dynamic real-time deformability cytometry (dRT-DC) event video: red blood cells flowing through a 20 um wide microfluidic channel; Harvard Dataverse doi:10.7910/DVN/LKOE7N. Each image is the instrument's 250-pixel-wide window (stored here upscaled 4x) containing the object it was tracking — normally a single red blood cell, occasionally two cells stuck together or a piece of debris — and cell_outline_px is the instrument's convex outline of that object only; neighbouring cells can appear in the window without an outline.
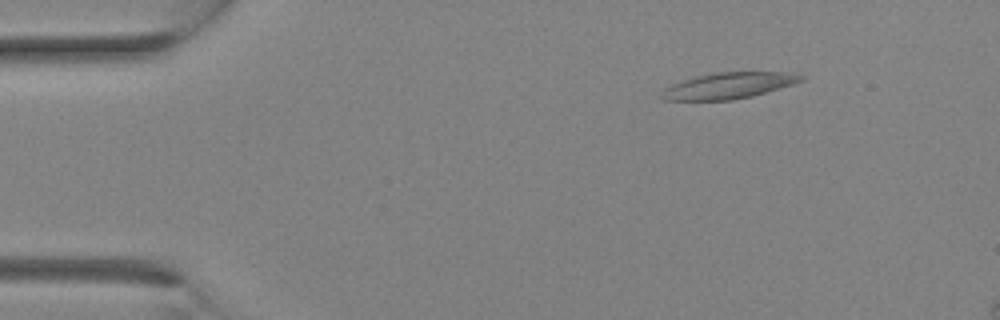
{"species": "Egyptian fruit bat (a non-hibernating species)", "species_latin": "Rousettus aegyptiacus", "temperature_condition": "room temperature", "stored_images_in_passage": 9, "camera_frame_rate_fps": 3000, "um_per_image_px": 0.085, "animal": {"sex": "female"}, "frame": {"image": 1, "passage_image": 4, "time_ms": 1.0, "image_size_px": [1000, 320], "cell_outline_px": [[804, 80], [792, 84], [752, 96], [732, 100], [664, 100], [660, 96], [664, 88], [680, 80], [692, 76], [716, 72], [784, 72], [804, 76]], "centroid_in_image_um": [61.86, 7.27], "position_along_channel_um": 23.1, "area_um2": 21.21}}